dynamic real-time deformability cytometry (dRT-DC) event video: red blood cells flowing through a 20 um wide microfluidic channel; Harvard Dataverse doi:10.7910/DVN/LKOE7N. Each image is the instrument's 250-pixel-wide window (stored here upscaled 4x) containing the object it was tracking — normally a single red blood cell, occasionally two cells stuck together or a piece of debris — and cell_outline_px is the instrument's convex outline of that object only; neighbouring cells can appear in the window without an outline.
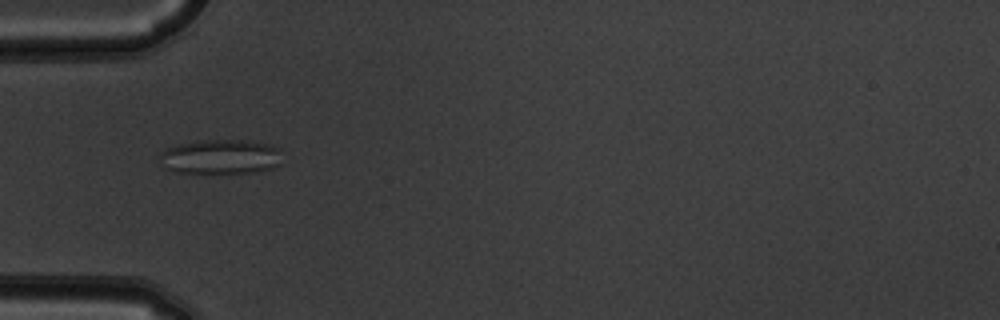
{"species": "common noctule bat (a hibernating species)", "species_latin": "Nyctalus noctula", "temperature_condition": "warm", "stored_images_in_passage": 6, "camera_frame_rate_fps": 3000, "um_per_image_px": 0.085, "animal": {"sex": "male", "body_mass_g": 19.5, "forearm_length_mm": 54.6}, "frame": {"image": 1, "passage_image": 4, "time_ms": 1.0, "image_size_px": [1000, 320], "cell_outline_px": [[280, 164], [260, 172], [176, 172], [168, 168], [156, 156], [160, 152], [168, 148], [180, 144], [196, 140], [240, 140], [268, 144], [280, 148]], "centroid_in_image_um": [18.75, 13.31], "position_along_channel_um": 66.2, "area_um2": 24.45}}
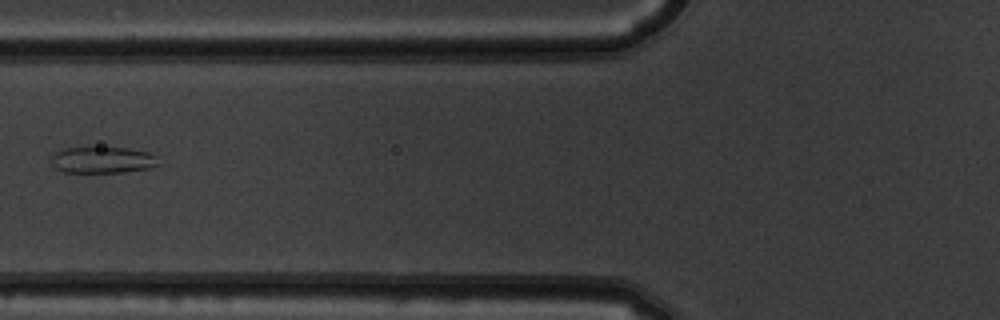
{"frame": {"image": 2, "passage_image": 5, "time_ms": 1.333, "image_size_px": [1000, 320], "cell_outline_px": [[160, 164], [152, 168], [124, 172], [64, 172], [56, 168], [52, 164], [52, 156], [56, 152], [64, 148], [88, 144], [100, 144], [148, 152], [156, 156]], "centroid_in_image_um": [8.71, 13.54], "position_along_channel_um": 117.1, "area_um2": 17.4}}
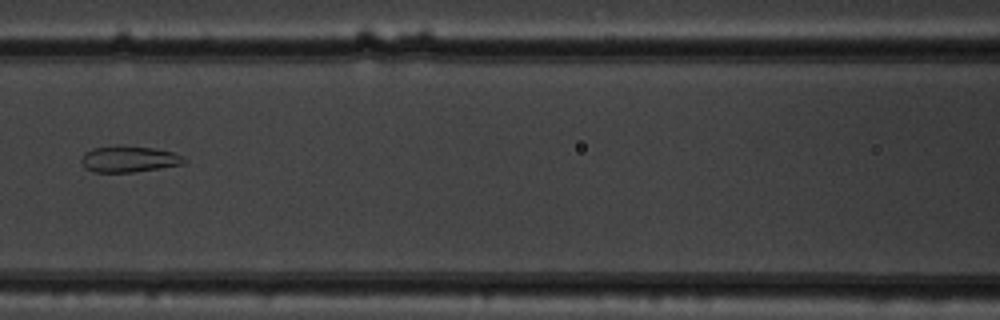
{"frame": {"image": 3, "passage_image": 6, "time_ms": 1.667, "image_size_px": [1000, 320], "cell_outline_px": [[188, 160], [184, 164], [160, 168], [132, 172], [96, 172], [84, 168], [80, 160], [84, 152], [92, 148], [116, 144], [152, 148], [172, 152], [184, 156]], "centroid_in_image_um": [10.94, 13.5], "position_along_channel_um": 155.7, "area_um2": 16.01}}